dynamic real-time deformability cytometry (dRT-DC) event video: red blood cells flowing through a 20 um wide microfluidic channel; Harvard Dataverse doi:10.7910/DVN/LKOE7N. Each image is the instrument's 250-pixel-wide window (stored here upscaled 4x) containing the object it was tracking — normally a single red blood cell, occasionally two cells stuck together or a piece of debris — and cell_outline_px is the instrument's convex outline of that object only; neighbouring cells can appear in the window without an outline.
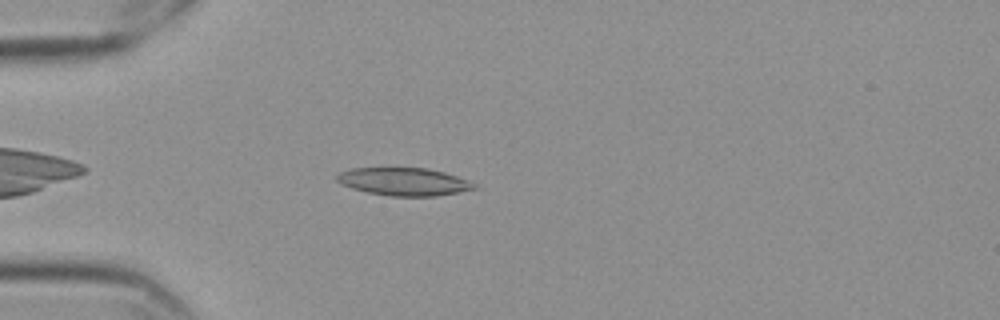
{"species": "Egyptian fruit bat (a non-hibernating species)", "species_latin": "Rousettus aegyptiacus", "temperature_condition": "cold", "stored_images_in_passage": 37, "camera_frame_rate_fps": 3000, "um_per_image_px": 0.085, "frame": {"image": 1, "passage_image": 4, "time_ms": 1.0, "image_size_px": [1000, 320], "cell_outline_px": [[476, 188], [436, 196], [392, 196], [368, 192], [352, 188], [340, 184], [336, 180], [336, 176], [340, 172], [352, 168], [428, 168], [444, 172], [456, 176], [476, 184]], "centroid_in_image_um": [34.29, 15.43], "position_along_channel_um": 50.7, "area_um2": 22.02}}
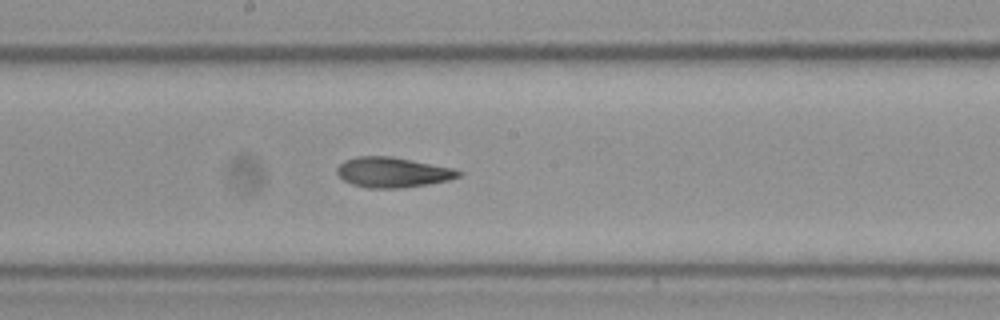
{"frame": {"image": 2, "passage_image": 19, "time_ms": 6.0, "image_size_px": [1000, 320], "cell_outline_px": [[464, 172], [460, 176], [448, 180], [428, 184], [400, 188], [368, 188], [352, 184], [344, 180], [336, 172], [336, 168], [344, 160], [356, 156], [392, 156], [452, 168]], "centroid_in_image_um": [33.36, 14.64], "position_along_channel_um": 214.8, "area_um2": 21.33}}
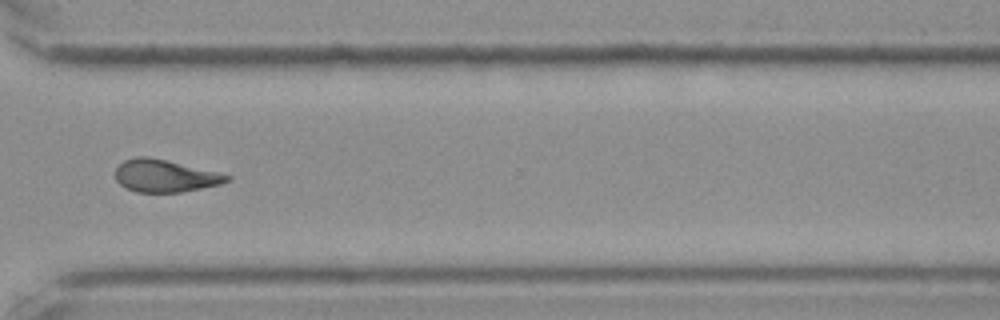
{"frame": {"image": 3, "passage_image": 31, "time_ms": 10.0, "image_size_px": [1000, 320], "cell_outline_px": [[232, 180], [220, 184], [180, 192], [136, 192], [124, 188], [116, 180], [116, 168], [124, 160], [136, 156], [148, 156], [216, 172], [232, 176]], "centroid_in_image_um": [13.99, 14.95], "position_along_channel_um": 356.6, "area_um2": 20.87}, "authors_computed_cell_mechanics": {"area_um2": 21.5594, "velocity_mm_per_s": 3.5481, "shape_relaxation_time_tau1_ms": null, "shape_relaxation_time_tau2_ms": 4.4802, "deformation_change_tau1": null, "deformation_change_tau2": 0.1187}}